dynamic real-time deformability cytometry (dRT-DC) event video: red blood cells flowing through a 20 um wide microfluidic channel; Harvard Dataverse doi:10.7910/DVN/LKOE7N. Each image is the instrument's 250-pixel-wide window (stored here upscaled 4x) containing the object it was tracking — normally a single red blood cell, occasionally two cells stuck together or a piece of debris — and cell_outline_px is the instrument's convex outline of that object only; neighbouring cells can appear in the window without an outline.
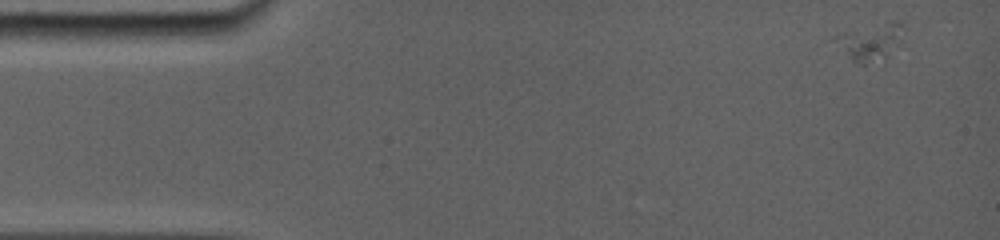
{"species": "common noctule bat (a hibernating species)", "species_latin": "Nyctalus noctula", "temperature_condition": "room temperature", "stored_images_in_passage": 29, "camera_frame_rate_fps": 5000, "um_per_image_px": 0.085, "animal": {"sex": "female", "body_mass_g": 19.0, "forearm_length_mm": 56.7}, "frame": {"image": 1, "passage_image": 1, "time_ms": 0.0, "image_size_px": [1000, 240], "cell_outline_px": [[908, 28], [904, 44], [884, 64], [852, 64], [832, 40], [832, 36], [844, 32], [896, 20], [904, 20]], "centroid_in_image_um": [74.16, 3.61], "position_along_channel_um": 10.8, "area_um2": 16.59}}
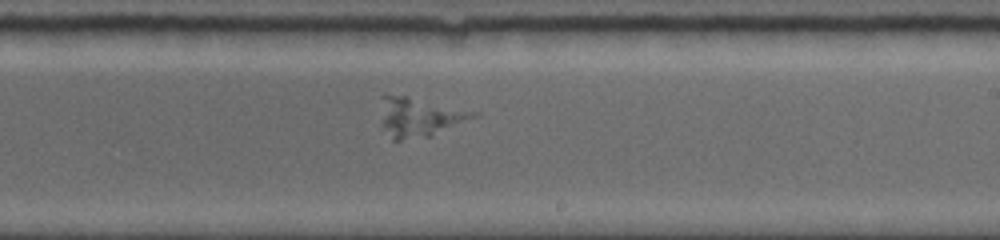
{"frame": {"image": 2, "passage_image": 15, "time_ms": 9.4, "image_size_px": [1000, 240], "cell_outline_px": [[480, 116], [432, 136], [400, 140], [392, 140], [384, 124], [380, 96], [384, 92], [404, 96], [480, 112]], "centroid_in_image_um": [35.7, 9.93], "position_along_channel_um": 253.3, "area_um2": 21.1}}
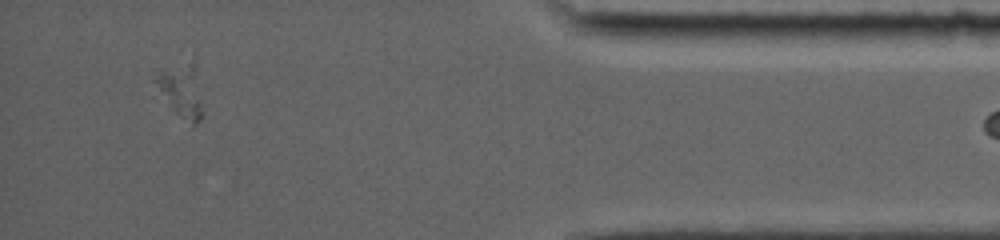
{"frame": {"image": 3, "passage_image": 26, "time_ms": 14.8, "image_size_px": [1000, 240], "cell_outline_px": [[204, 112], [200, 120], [196, 124], [192, 124], [180, 116], [176, 112], [152, 80], [160, 72], [196, 52]], "centroid_in_image_um": [15.55, 7.52], "position_along_channel_um": 419.7, "area_um2": 15.55}}